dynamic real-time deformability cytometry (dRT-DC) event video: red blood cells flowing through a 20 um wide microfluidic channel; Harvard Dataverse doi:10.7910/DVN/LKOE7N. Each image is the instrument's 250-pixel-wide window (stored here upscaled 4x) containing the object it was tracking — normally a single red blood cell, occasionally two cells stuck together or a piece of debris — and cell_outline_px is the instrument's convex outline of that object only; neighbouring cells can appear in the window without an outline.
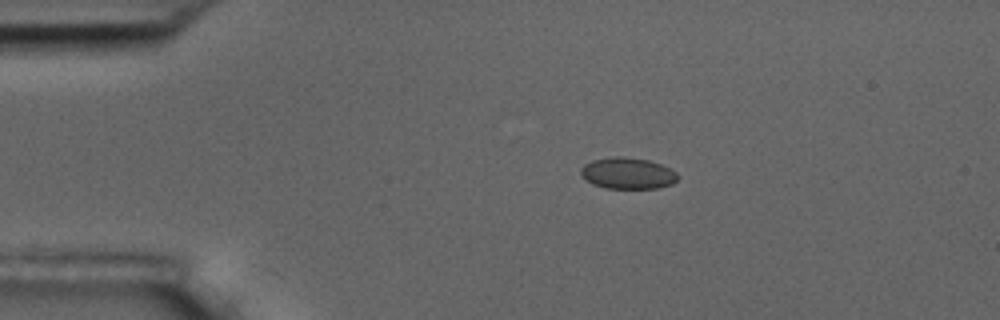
{"species": "common noctule bat (a hibernating species)", "species_latin": "Nyctalus noctula", "temperature_condition": "room temperature", "stored_images_in_passage": 9, "camera_frame_rate_fps": 3000, "um_per_image_px": 0.085, "animal": {"sex": "male", "body_mass_g": 17.5, "forearm_length_mm": 52.3}, "frame": {"image": 1, "passage_image": 1, "time_ms": 0.0, "image_size_px": [1000, 320], "cell_outline_px": [[680, 176], [672, 184], [656, 188], [604, 188], [592, 184], [584, 180], [580, 176], [580, 168], [584, 164], [592, 160], [616, 156], [620, 156], [648, 160], [660, 164], [676, 172]], "centroid_in_image_um": [53.3, 14.73], "position_along_channel_um": 31.7, "area_um2": 17.8}}
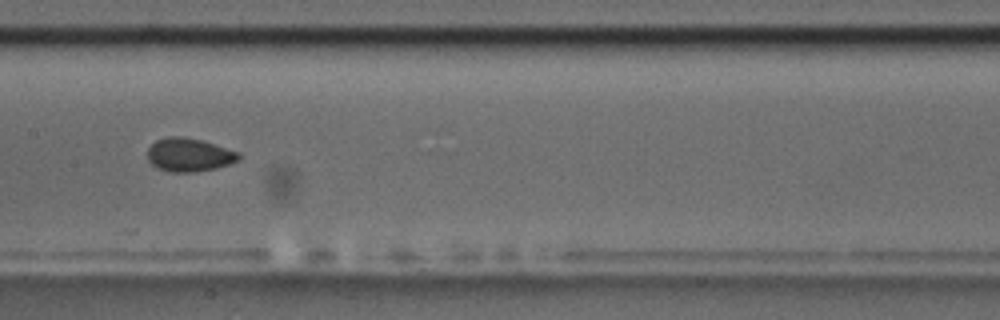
{"frame": {"image": 2, "passage_image": 6, "time_ms": 5.667, "image_size_px": [1000, 320], "cell_outline_px": [[240, 160], [216, 168], [196, 172], [168, 172], [156, 168], [148, 160], [148, 148], [156, 140], [168, 136], [184, 136], [204, 140], [240, 152]], "centroid_in_image_um": [16.08, 13.15], "position_along_channel_um": 191.3, "area_um2": 18.09}}
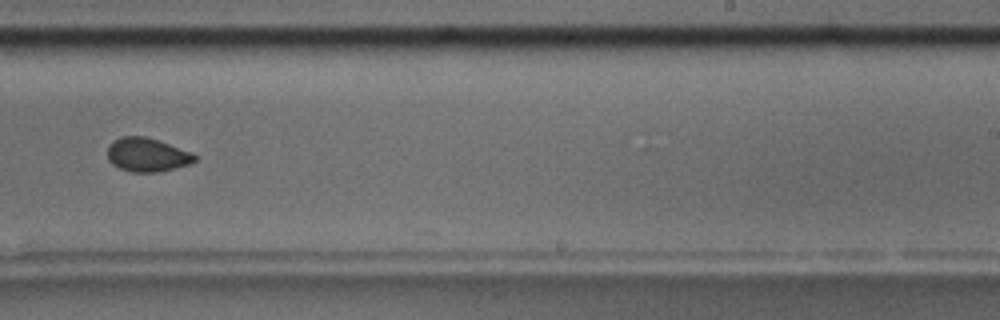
{"frame": {"image": 3, "passage_image": 8, "time_ms": 8.0, "image_size_px": [1000, 320], "cell_outline_px": [[200, 156], [196, 160], [188, 164], [156, 172], [132, 172], [120, 168], [112, 164], [108, 160], [108, 144], [112, 140], [120, 136], [144, 136], [192, 152]], "centroid_in_image_um": [12.48, 13.15], "position_along_channel_um": 276.5, "area_um2": 17.11}}